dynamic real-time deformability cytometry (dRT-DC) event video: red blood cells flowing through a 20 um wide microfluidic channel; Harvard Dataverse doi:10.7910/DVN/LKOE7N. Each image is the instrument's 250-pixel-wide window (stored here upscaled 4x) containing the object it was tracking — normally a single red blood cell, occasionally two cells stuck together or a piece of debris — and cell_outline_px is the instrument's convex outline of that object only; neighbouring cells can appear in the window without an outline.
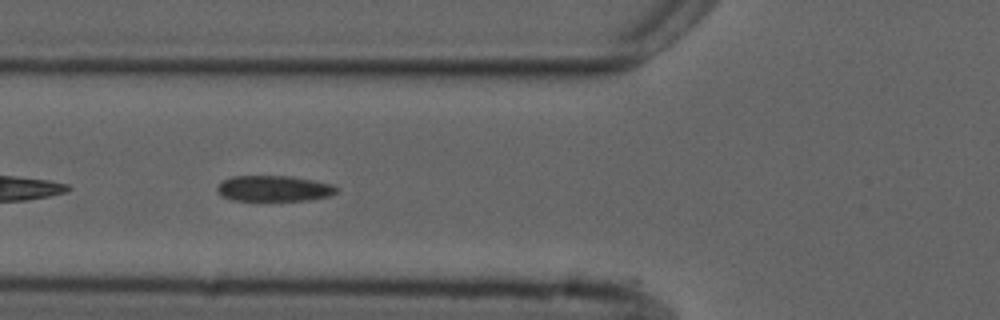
{"species": "common noctule bat (a hibernating species)", "species_latin": "Nyctalus noctula", "temperature_condition": "cold", "stored_images_in_passage": 13, "camera_frame_rate_fps": 3000, "um_per_image_px": 0.085, "animal": {"sex": "male", "forearm_length_mm": 52.5}, "frame": {"image": 1, "passage_image": 4, "time_ms": 4.333, "image_size_px": [1000, 320], "cell_outline_px": [[340, 188], [336, 192], [328, 196], [308, 200], [232, 200], [220, 196], [216, 188], [224, 180], [232, 176], [292, 176], [332, 184]], "centroid_in_image_um": [23.28, 16.02], "position_along_channel_um": 102.5, "area_um2": 17.86}}
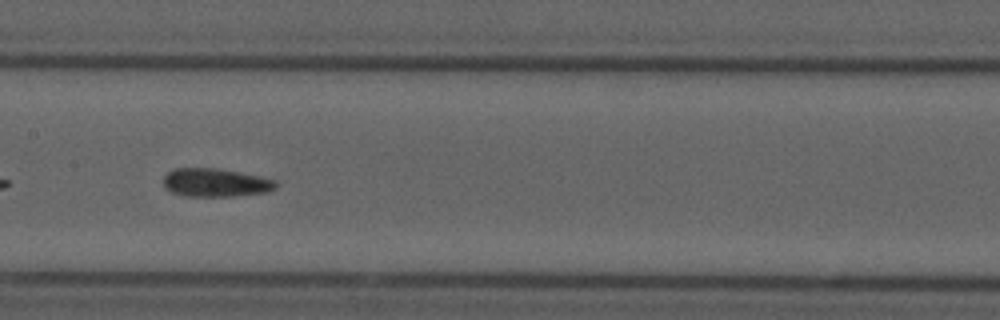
{"frame": {"image": 2, "passage_image": 6, "time_ms": 6.667, "image_size_px": [1000, 320], "cell_outline_px": [[280, 184], [276, 188], [268, 192], [232, 196], [184, 196], [172, 192], [164, 188], [164, 176], [168, 172], [176, 168], [216, 168], [260, 176], [276, 180]], "centroid_in_image_um": [18.35, 15.52], "position_along_channel_um": 189.1, "area_um2": 18.67}}
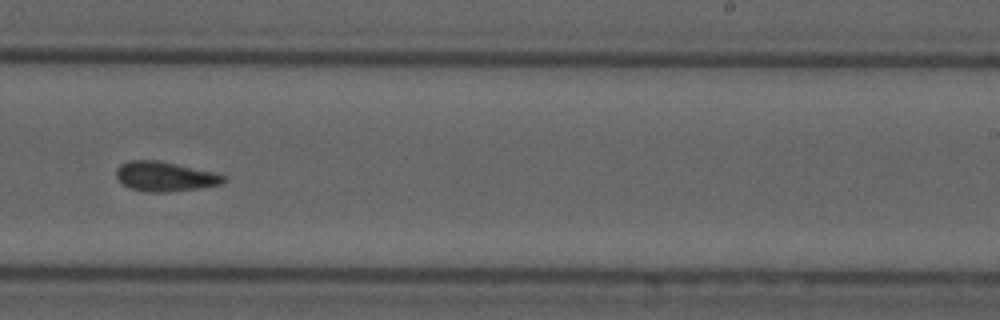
{"frame": {"image": 3, "passage_image": 8, "time_ms": 9.0, "image_size_px": [1000, 320], "cell_outline_px": [[228, 180], [224, 184], [200, 188], [168, 192], [144, 192], [128, 188], [116, 176], [116, 168], [120, 164], [128, 160], [160, 160], [212, 172], [224, 176]], "centroid_in_image_um": [14.01, 15.0], "position_along_channel_um": 275.0, "area_um2": 18.73}, "authors_computed_cell_mechanics": {"area_um2": 18.6694, "velocity_mm_per_s": 3.7081, "shape_relaxation_time_tau1_ms": null, "shape_relaxation_time_tau2_ms": 2.4439, "deformation_change_tau1": null, "deformation_change_tau2": 0.0584}}